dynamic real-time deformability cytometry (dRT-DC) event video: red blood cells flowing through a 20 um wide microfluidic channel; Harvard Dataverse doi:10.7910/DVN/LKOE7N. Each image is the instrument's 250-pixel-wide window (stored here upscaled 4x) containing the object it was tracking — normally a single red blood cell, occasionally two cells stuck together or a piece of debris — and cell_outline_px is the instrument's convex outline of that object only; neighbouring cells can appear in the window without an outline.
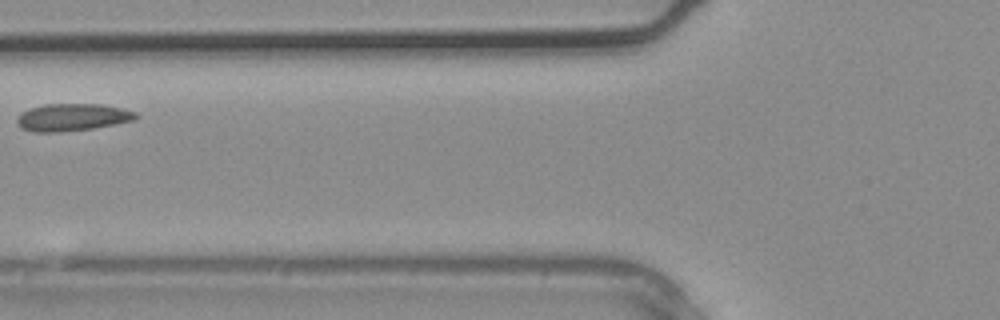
{"species": "common noctule bat (a hibernating species)", "species_latin": "Nyctalus noctula", "temperature_condition": "warm", "stored_images_in_passage": 3, "camera_frame_rate_fps": 3000, "um_per_image_px": 0.085, "animal": {"sex": "male", "body_mass_g": 20.4}, "frame": {"image": 1, "passage_image": 3, "time_ms": 0.667, "image_size_px": [1000, 320], "cell_outline_px": [[140, 116], [136, 120], [116, 124], [92, 128], [60, 132], [32, 132], [20, 128], [16, 124], [16, 116], [20, 112], [44, 104], [100, 104], [120, 108], [136, 112]], "centroid_in_image_um": [6.12, 9.97], "position_along_channel_um": 119.7, "area_um2": 19.13}}